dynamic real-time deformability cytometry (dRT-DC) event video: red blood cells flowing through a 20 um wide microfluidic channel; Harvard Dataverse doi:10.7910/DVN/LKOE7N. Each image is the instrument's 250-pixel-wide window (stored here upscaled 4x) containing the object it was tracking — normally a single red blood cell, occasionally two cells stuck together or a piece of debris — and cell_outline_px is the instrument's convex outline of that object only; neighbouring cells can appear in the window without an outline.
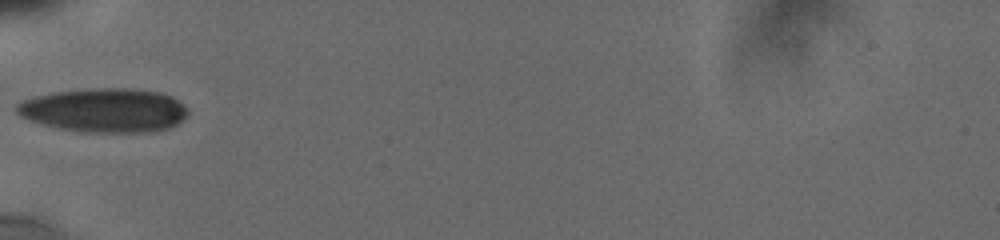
{"species": "human", "species_latin": "Homo sapiens", "temperature_condition": "cold", "stored_images_in_passage": 19, "camera_frame_rate_fps": 3000, "um_per_image_px": 0.085, "donor": {"sex": "male"}, "frame": {"image": 1, "passage_image": 1, "time_ms": 0.0, "image_size_px": [1000, 240], "cell_outline_px": [[188, 112], [176, 124], [168, 128], [152, 132], [80, 132], [60, 128], [28, 120], [20, 116], [16, 112], [16, 104], [24, 100], [36, 96], [52, 92], [92, 88], [124, 88], [160, 92], [172, 96]], "centroid_in_image_um": [8.83, 9.37], "position_along_channel_um": 76.2, "area_um2": 43.58}}
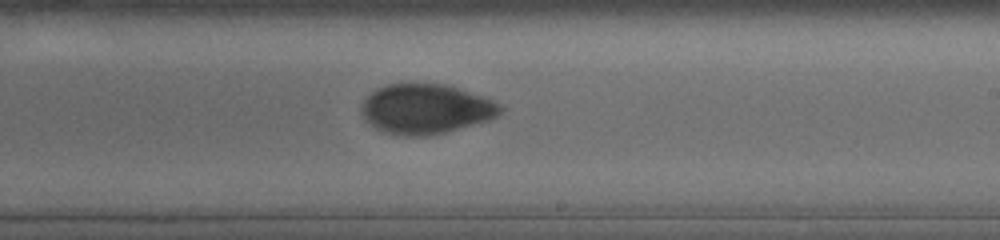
{"frame": {"image": 2, "passage_image": 7, "time_ms": 4.667, "image_size_px": [1000, 240], "cell_outline_px": [[504, 108], [496, 116], [488, 120], [444, 132], [428, 136], [400, 136], [384, 132], [376, 128], [364, 120], [360, 112], [360, 104], [376, 88], [388, 84], [444, 84], [492, 100], [500, 104]], "centroid_in_image_um": [36.13, 9.27], "position_along_channel_um": 252.9, "area_um2": 40.06}}
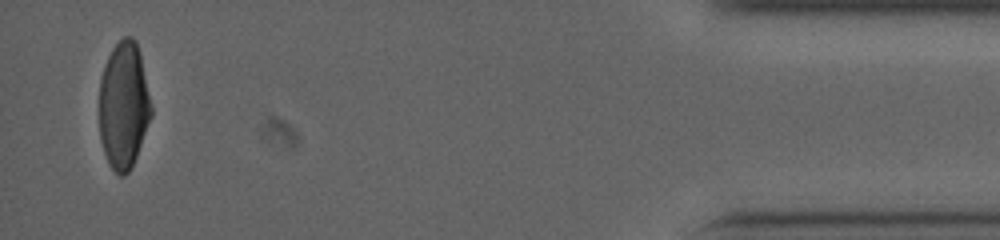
{"frame": {"image": 3, "passage_image": 19, "time_ms": 11.0, "image_size_px": [1000, 240], "cell_outline_px": [[152, 116], [132, 168], [124, 176], [120, 176], [108, 164], [104, 152], [100, 136], [100, 80], [108, 56], [112, 48], [124, 36], [132, 36], [136, 40], [152, 104]], "centroid_in_image_um": [10.53, 8.98], "position_along_channel_um": 424.7, "area_um2": 38.44}, "authors_computed_cell_mechanics": {"area_um2": 40.0554, "velocity_mm_per_s": 3.7864, "shape_relaxation_time_tau1_ms": 7.1484, "shape_relaxation_time_tau2_ms": 1.3615, "deformation_change_tau1": 0.1705, "deformation_change_tau2": 0.0349}}